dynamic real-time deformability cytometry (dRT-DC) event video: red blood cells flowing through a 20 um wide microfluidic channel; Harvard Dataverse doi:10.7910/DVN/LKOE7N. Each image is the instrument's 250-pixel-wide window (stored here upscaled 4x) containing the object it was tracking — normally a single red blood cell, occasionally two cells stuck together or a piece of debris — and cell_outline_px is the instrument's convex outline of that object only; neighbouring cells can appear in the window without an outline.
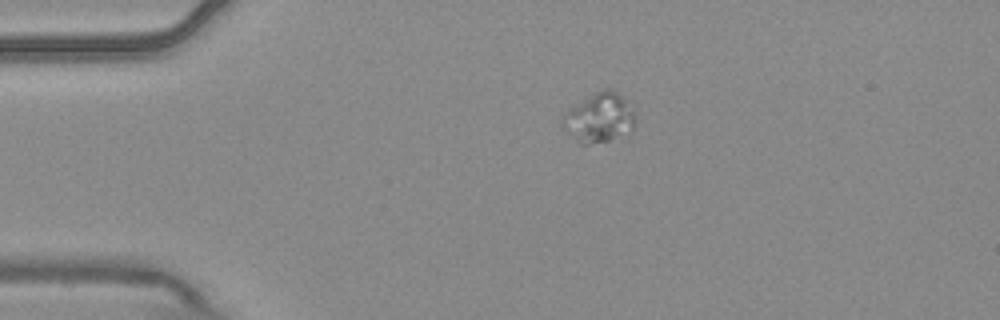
{"species": "common noctule bat (a hibernating species)", "species_latin": "Nyctalus noctula", "temperature_condition": "warm", "stored_images_in_passage": 3, "camera_frame_rate_fps": 3000, "um_per_image_px": 0.085, "animal": {"sex": "male", "body_mass_g": 20.4}, "frame": {"image": 1, "passage_image": 1, "time_ms": 0.0, "image_size_px": [1000, 320], "cell_outline_px": [[636, 120], [632, 132], [608, 140], [588, 144], [580, 144], [560, 124], [568, 112], [572, 108], [596, 92], [604, 88], [608, 88], [616, 92], [628, 100], [636, 112]], "centroid_in_image_um": [51.03, 10.02], "position_along_channel_um": 34.0, "area_um2": 20.69}}